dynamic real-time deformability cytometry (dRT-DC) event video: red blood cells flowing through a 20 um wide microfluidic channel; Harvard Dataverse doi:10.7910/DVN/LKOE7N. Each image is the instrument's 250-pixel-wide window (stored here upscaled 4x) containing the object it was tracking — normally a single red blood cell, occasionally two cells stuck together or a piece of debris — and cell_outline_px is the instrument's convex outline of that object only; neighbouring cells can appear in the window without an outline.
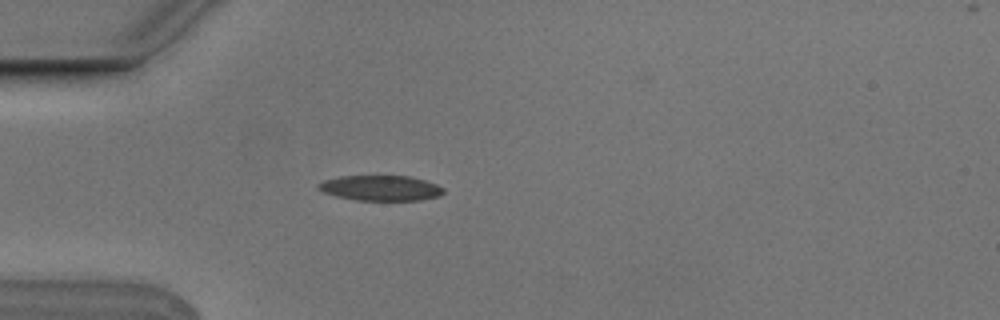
{"species": "Egyptian fruit bat (a non-hibernating species)", "species_latin": "Rousettus aegyptiacus", "temperature_condition": "cold", "stored_images_in_passage": 1, "camera_frame_rate_fps": 3000, "um_per_image_px": 0.085, "animal": {"sex": "male"}, "frame": {"image": 1, "passage_image": 1, "time_ms": 0.0, "image_size_px": [1000, 320], "cell_outline_px": [[444, 192], [440, 196], [420, 200], [356, 200], [336, 196], [324, 192], [316, 188], [316, 184], [324, 180], [340, 176], [408, 176], [424, 180], [436, 184], [444, 188]], "centroid_in_image_um": [32.34, 15.98], "position_along_channel_um": 52.7, "area_um2": 18.44}}